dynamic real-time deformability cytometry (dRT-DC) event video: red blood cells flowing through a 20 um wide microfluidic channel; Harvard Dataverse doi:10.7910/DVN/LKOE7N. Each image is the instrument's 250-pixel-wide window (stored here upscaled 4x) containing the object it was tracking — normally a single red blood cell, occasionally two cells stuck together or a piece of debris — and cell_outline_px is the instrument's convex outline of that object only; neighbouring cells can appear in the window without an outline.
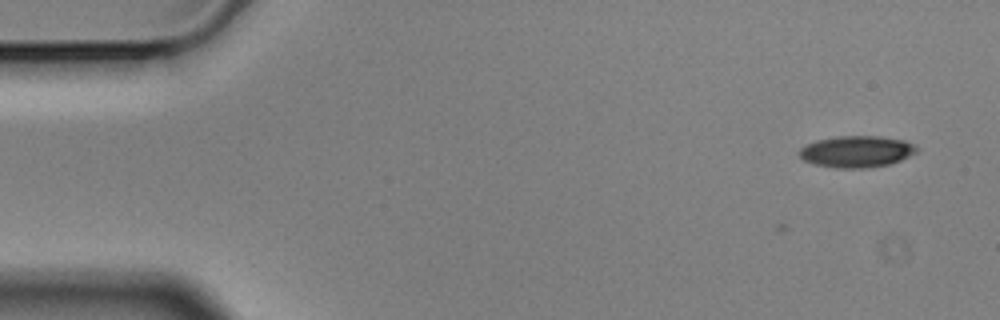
{"species": "Egyptian fruit bat (a non-hibernating species)", "species_latin": "Rousettus aegyptiacus", "temperature_condition": "cold", "stored_images_in_passage": 4, "camera_frame_rate_fps": 3000, "um_per_image_px": 0.085, "animal": {"sex": "male"}, "frame": {"image": 1, "passage_image": 1, "time_ms": 0.0, "image_size_px": [1000, 320], "cell_outline_px": [[920, 148], [916, 152], [900, 160], [888, 164], [864, 168], [836, 168], [816, 164], [804, 160], [800, 156], [800, 148], [816, 140], [836, 136], [880, 136], [904, 140], [916, 144]], "centroid_in_image_um": [72.84, 12.87], "position_along_channel_um": 12.2, "area_um2": 21.5}}
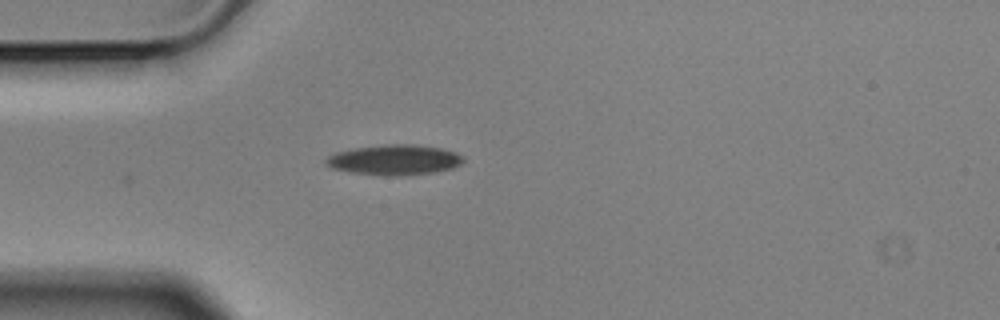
{"frame": {"image": 2, "passage_image": 4, "time_ms": 1.0, "image_size_px": [1000, 320], "cell_outline_px": [[464, 160], [460, 164], [452, 168], [436, 172], [400, 176], [384, 176], [348, 172], [332, 168], [324, 164], [324, 160], [328, 156], [336, 152], [356, 148], [388, 144], [412, 144], [440, 148], [456, 152], [464, 156]], "centroid_in_image_um": [33.51, 13.6], "position_along_channel_um": 51.5, "area_um2": 24.39}}